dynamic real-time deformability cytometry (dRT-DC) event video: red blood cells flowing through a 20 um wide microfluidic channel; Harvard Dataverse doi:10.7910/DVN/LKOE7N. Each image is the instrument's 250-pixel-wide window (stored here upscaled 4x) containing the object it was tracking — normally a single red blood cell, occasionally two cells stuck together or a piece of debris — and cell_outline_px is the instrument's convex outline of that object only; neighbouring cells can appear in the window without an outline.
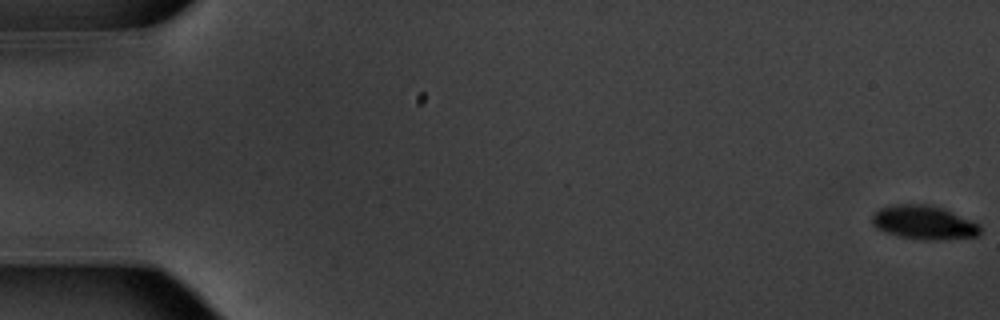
{"species": "common noctule bat (a hibernating species)", "species_latin": "Nyctalus noctula", "temperature_condition": "warm", "stored_images_in_passage": 17, "camera_frame_rate_fps": 3000, "um_per_image_px": 0.085, "animal": {"sex": "male", "body_mass_g": 20.1, "forearm_length_mm": 53.5}, "frame": {"image": 1, "passage_image": 1, "time_ms": 0.0, "image_size_px": [1000, 320], "cell_outline_px": [[980, 236], [944, 240], [924, 240], [896, 236], [884, 232], [876, 228], [872, 224], [872, 216], [880, 208], [896, 204], [928, 204], [952, 212], [980, 224]], "centroid_in_image_um": [78.53, 18.93], "position_along_channel_um": 6.5, "area_um2": 21.44}}
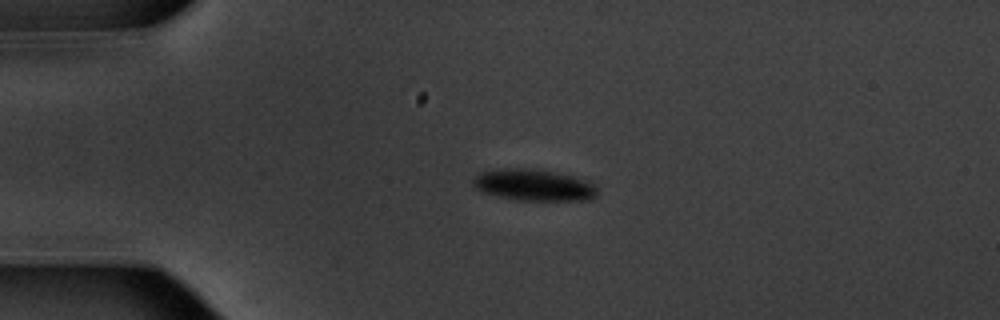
{"frame": {"image": 2, "passage_image": 14, "time_ms": 4.333, "image_size_px": [1000, 320], "cell_outline_px": [[596, 196], [588, 200], [516, 200], [496, 196], [480, 192], [472, 184], [472, 180], [480, 172], [496, 168], [528, 168], [556, 172], [588, 180], [596, 184]], "centroid_in_image_um": [45.34, 15.72], "position_along_channel_um": 39.7, "area_um2": 23.12}}